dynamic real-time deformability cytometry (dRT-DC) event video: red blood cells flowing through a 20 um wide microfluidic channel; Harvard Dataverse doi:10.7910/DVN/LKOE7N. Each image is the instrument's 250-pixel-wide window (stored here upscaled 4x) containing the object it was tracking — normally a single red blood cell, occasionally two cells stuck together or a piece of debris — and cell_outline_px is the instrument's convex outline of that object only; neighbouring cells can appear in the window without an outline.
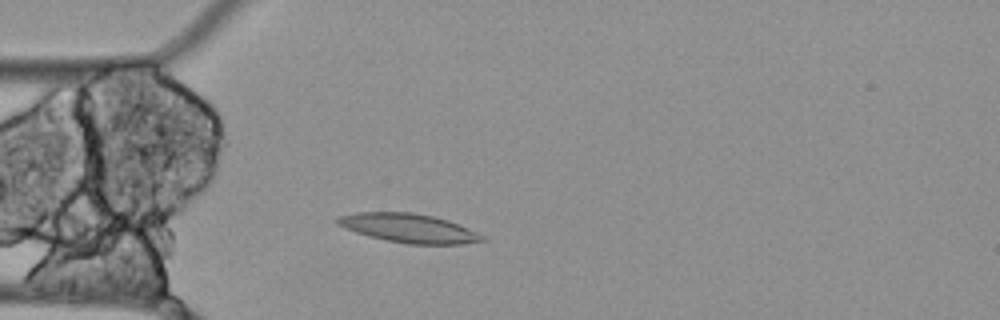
{"species": "Egyptian fruit bat (a non-hibernating species)", "species_latin": "Rousettus aegyptiacus", "temperature_condition": "cold", "stored_images_in_passage": 4, "camera_frame_rate_fps": 3000, "um_per_image_px": 0.085, "animal": {"sex": "female"}, "frame": {"image": 1, "passage_image": 4, "time_ms": 1.0, "image_size_px": [1000, 320], "cell_outline_px": [[488, 240], [460, 244], [408, 244], [368, 236], [344, 228], [336, 224], [336, 216], [356, 212], [412, 212], [432, 216], [448, 220], [468, 228], [484, 236]], "centroid_in_image_um": [34.71, 19.38], "position_along_channel_um": 50.3, "area_um2": 24.39}}